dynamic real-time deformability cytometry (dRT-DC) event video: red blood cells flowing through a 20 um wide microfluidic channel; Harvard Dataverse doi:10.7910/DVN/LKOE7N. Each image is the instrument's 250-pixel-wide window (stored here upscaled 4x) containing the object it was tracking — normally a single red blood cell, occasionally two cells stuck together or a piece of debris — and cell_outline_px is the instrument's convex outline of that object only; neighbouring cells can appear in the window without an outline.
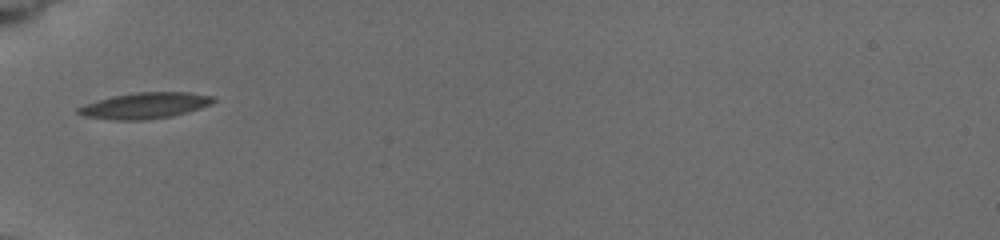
{"species": "common noctule bat (a hibernating species)", "species_latin": "Nyctalus noctula", "temperature_condition": "cold", "stored_images_in_passage": 25, "camera_frame_rate_fps": 3000, "um_per_image_px": 0.085, "animal": {"sex": "female", "body_mass_g": 19.5, "forearm_length_mm": 54.1}, "frame": {"image": 1, "passage_image": 1, "time_ms": 0.0, "image_size_px": [1000, 240], "cell_outline_px": [[216, 100], [212, 104], [172, 116], [144, 120], [112, 120], [84, 116], [76, 112], [76, 108], [84, 104], [96, 100], [112, 96], [136, 92], [188, 92], [212, 96]], "centroid_in_image_um": [12.27, 8.97], "position_along_channel_um": 72.7, "area_um2": 20.52}}
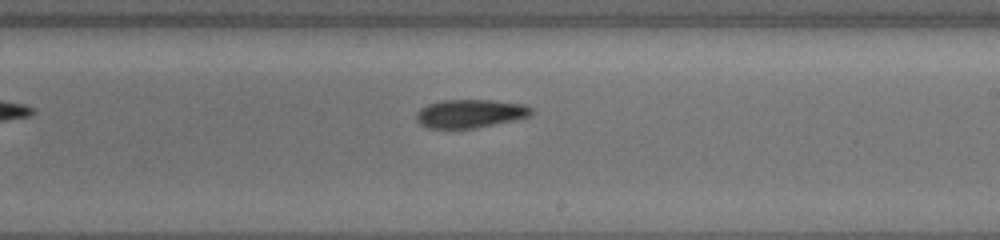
{"frame": {"image": 2, "passage_image": 11, "time_ms": 4.667, "image_size_px": [1000, 240], "cell_outline_px": [[532, 116], [516, 120], [476, 128], [428, 128], [420, 124], [416, 120], [416, 112], [420, 108], [428, 104], [444, 100], [492, 100], [524, 104], [532, 108]], "centroid_in_image_um": [39.98, 9.66], "position_along_channel_um": 249.0, "area_um2": 19.19}}
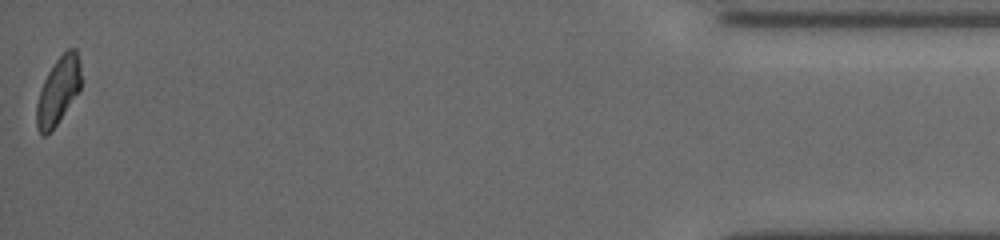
{"frame": {"image": 3, "passage_image": 24, "time_ms": 11.333, "image_size_px": [1000, 240], "cell_outline_px": [[80, 92], [56, 124], [44, 136], [36, 128], [36, 104], [44, 80], [48, 72], [56, 60], [68, 48], [76, 48], [80, 64]], "centroid_in_image_um": [4.96, 7.7], "position_along_channel_um": 430.2, "area_um2": 17.22}}